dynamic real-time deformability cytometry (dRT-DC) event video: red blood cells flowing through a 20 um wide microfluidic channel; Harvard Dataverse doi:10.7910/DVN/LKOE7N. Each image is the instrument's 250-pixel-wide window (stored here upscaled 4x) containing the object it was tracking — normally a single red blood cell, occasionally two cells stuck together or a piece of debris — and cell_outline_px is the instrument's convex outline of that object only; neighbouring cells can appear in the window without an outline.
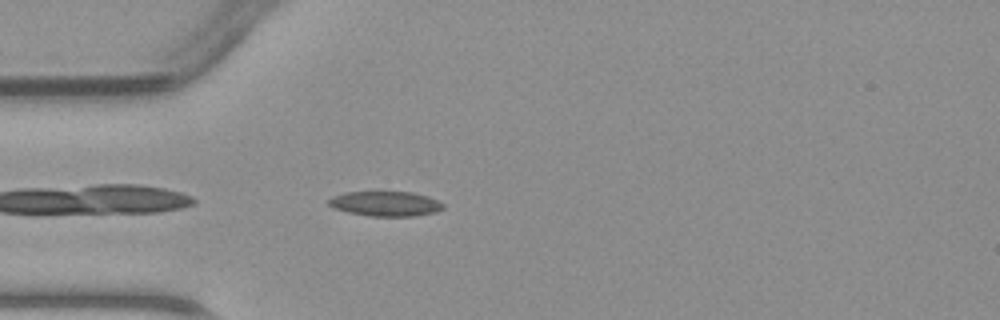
{"species": "common noctule bat (a hibernating species)", "species_latin": "Nyctalus noctula", "temperature_condition": "warm", "stored_images_in_passage": 35, "camera_frame_rate_fps": 3000, "um_per_image_px": 0.085, "animal": {"sex": "male", "body_mass_g": 23.1, "forearm_length_mm": 52.7}, "frame": {"image": 1, "passage_image": 2, "time_ms": 0.333, "image_size_px": [1000, 320], "cell_outline_px": [[444, 208], [436, 212], [412, 216], [368, 216], [348, 212], [332, 208], [328, 204], [328, 200], [332, 196], [344, 192], [412, 192], [428, 196], [444, 204]], "centroid_in_image_um": [32.74, 17.31], "position_along_channel_um": 52.3, "area_um2": 16.65}}
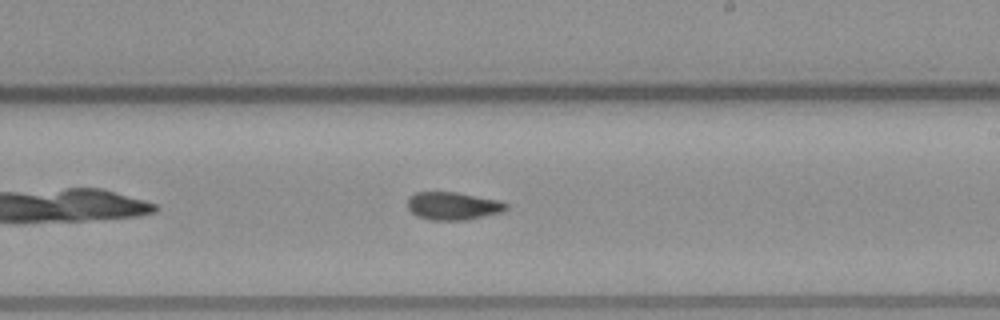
{"frame": {"image": 2, "passage_image": 16, "time_ms": 5.0, "image_size_px": [1000, 320], "cell_outline_px": [[508, 208], [504, 212], [464, 220], [428, 220], [416, 216], [408, 208], [408, 196], [416, 192], [456, 192], [500, 200], [508, 204]], "centroid_in_image_um": [38.51, 17.5], "position_along_channel_um": 250.5, "area_um2": 16.18}}
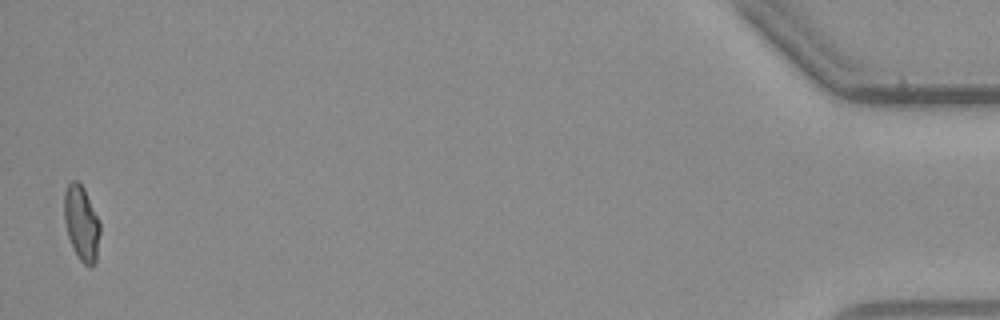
{"frame": {"image": 3, "passage_image": 35, "time_ms": 11.333, "image_size_px": [1000, 320], "cell_outline_px": [[100, 232], [96, 264], [92, 268], [88, 268], [80, 260], [68, 236], [64, 220], [64, 192], [68, 184], [72, 180], [76, 180], [84, 188], [100, 220]], "centroid_in_image_um": [6.95, 18.99], "position_along_channel_um": 428.3, "area_um2": 15.84}}